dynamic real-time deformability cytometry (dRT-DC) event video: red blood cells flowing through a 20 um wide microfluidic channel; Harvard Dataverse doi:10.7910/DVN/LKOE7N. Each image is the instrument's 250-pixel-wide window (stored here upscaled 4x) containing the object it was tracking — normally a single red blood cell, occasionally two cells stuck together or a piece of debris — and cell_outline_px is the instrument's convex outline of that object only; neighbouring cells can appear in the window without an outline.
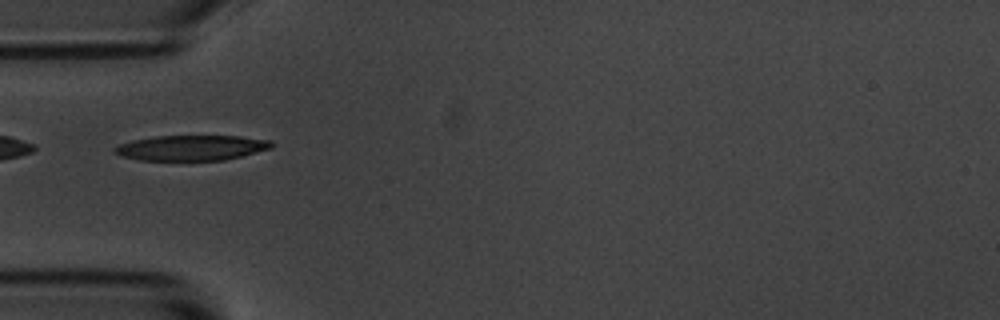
{"species": "common noctule bat (a hibernating species)", "species_latin": "Nyctalus noctula", "temperature_condition": "room temperature", "stored_images_in_passage": 1, "camera_frame_rate_fps": 3000, "um_per_image_px": 0.085, "animal": {"sex": "male", "body_mass_g": 20.1, "forearm_length_mm": 53.5}, "frame": {"image": 1, "passage_image": 1, "time_ms": 0.0, "image_size_px": [1000, 320], "cell_outline_px": [[276, 144], [272, 148], [224, 160], [140, 160], [120, 156], [112, 152], [112, 148], [120, 144], [132, 140], [156, 136], [240, 136], [272, 140]], "centroid_in_image_um": [16.27, 12.56], "position_along_channel_um": 68.7, "area_um2": 23.24}}